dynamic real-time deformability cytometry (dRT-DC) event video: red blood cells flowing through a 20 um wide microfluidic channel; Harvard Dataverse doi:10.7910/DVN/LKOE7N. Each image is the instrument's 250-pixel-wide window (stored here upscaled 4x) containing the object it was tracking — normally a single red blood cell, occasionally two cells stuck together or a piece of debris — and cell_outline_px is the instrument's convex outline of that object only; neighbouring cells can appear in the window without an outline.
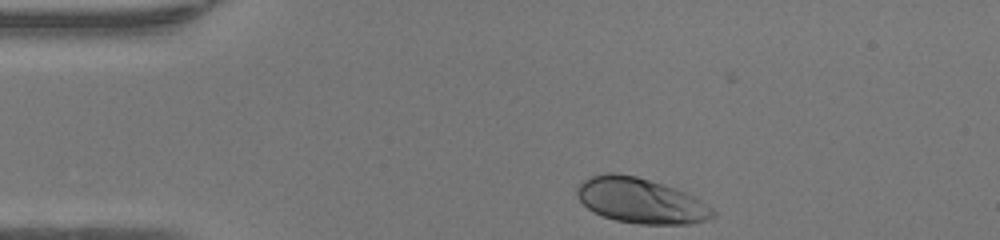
{"species": "human", "species_latin": "Homo sapiens", "temperature_condition": "warm", "stored_images_in_passage": 31, "camera_frame_rate_fps": 3000, "um_per_image_px": 0.085, "donor": {"sex": "female"}, "frame": {"image": 1, "passage_image": 1, "time_ms": 0.0, "image_size_px": [1000, 240], "cell_outline_px": [[716, 216], [708, 220], [692, 224], [640, 224], [616, 220], [592, 212], [576, 196], [576, 188], [584, 180], [592, 176], [608, 172], [612, 172], [636, 176], [664, 184], [684, 192], [700, 200], [712, 208], [716, 212]], "centroid_in_image_um": [54.47, 17.06], "position_along_channel_um": 30.5, "area_um2": 35.78}}
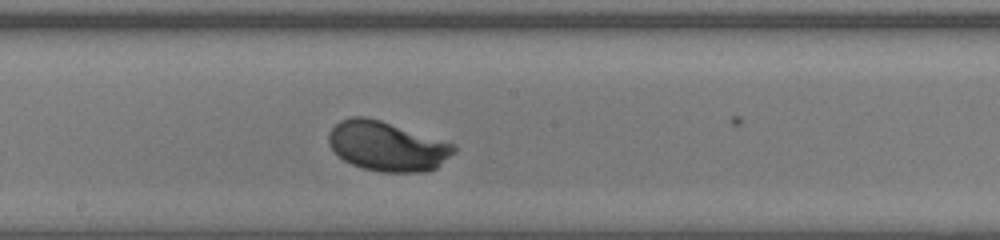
{"frame": {"image": 2, "passage_image": 18, "time_ms": 5.667, "image_size_px": [1000, 240], "cell_outline_px": [[456, 152], [436, 168], [424, 172], [380, 172], [364, 168], [352, 164], [344, 160], [328, 144], [328, 132], [340, 120], [352, 116], [368, 116], [456, 144]], "centroid_in_image_um": [32.92, 12.42], "position_along_channel_um": 215.3, "area_um2": 36.3}}
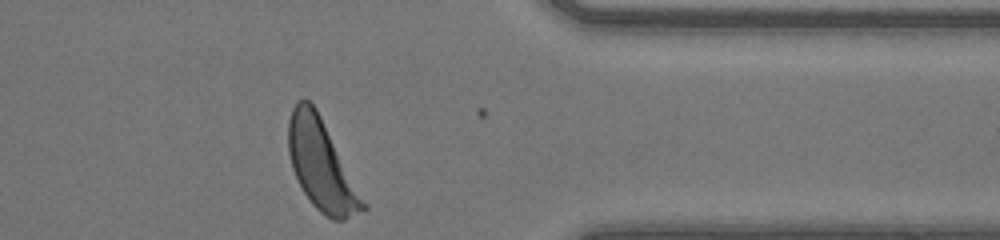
{"frame": {"image": 3, "passage_image": 31, "time_ms": 10.0, "image_size_px": [1000, 240], "cell_outline_px": [[368, 208], [364, 212], [344, 220], [332, 220], [320, 212], [312, 204], [304, 192], [292, 168], [288, 152], [288, 120], [292, 108], [296, 100], [308, 100], [316, 108], [368, 204]], "centroid_in_image_um": [27.34, 14.06], "position_along_channel_um": 384.1, "area_um2": 39.19}, "authors_computed_cell_mechanics": {"area_um2": 35.4892, "velocity_mm_per_s": 4.2409, "shape_relaxation_time_tau1_ms": 1.5082, "shape_relaxation_time_tau2_ms": null, "deformation_change_tau1": 0.1356, "deformation_change_tau2": null}}